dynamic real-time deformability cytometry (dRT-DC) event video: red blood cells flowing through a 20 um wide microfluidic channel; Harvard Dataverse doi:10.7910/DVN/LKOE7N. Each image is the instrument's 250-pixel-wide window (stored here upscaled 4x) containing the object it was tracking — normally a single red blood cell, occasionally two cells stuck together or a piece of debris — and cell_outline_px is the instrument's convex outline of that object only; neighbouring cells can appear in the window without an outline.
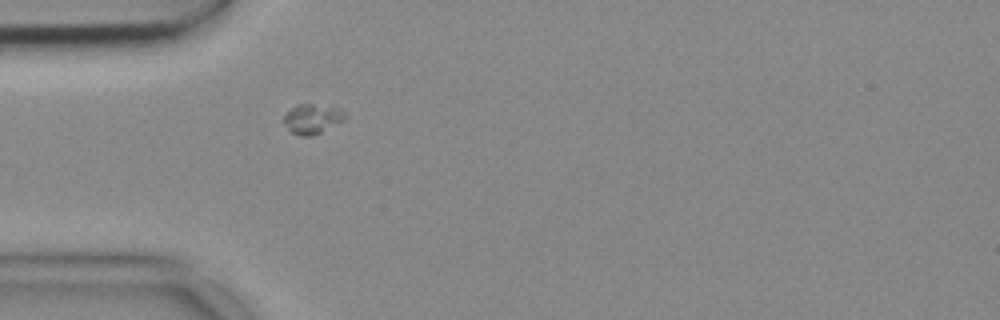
{"species": "common noctule bat (a hibernating species)", "species_latin": "Nyctalus noctula", "temperature_condition": "cold", "stored_images_in_passage": 53, "camera_frame_rate_fps": 3000, "um_per_image_px": 0.085, "animal": {"sex": "female", "body_mass_g": 18.4}, "frame": {"image": 1, "passage_image": 15, "time_ms": 4.667, "image_size_px": [1000, 320], "cell_outline_px": [[348, 116], [344, 120], [312, 136], [300, 136], [292, 132], [288, 128], [284, 120], [284, 116], [296, 104], [312, 104], [340, 108]], "centroid_in_image_um": [26.58, 10.09], "position_along_channel_um": 58.4, "area_um2": 10.4}}
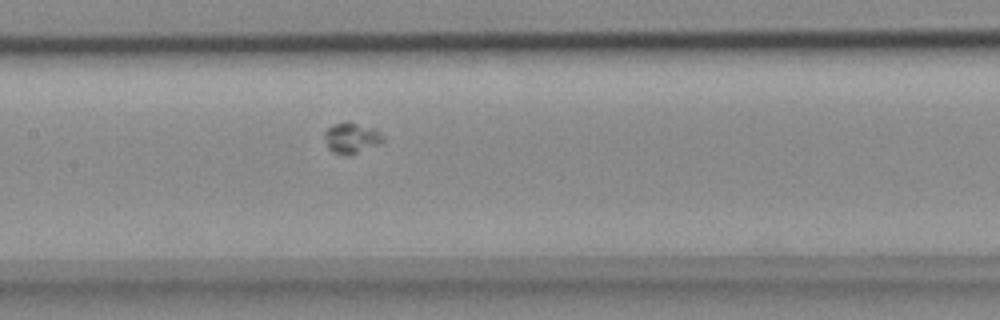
{"frame": {"image": 2, "passage_image": 25, "time_ms": 8.0, "image_size_px": [1000, 320], "cell_outline_px": [[384, 140], [376, 144], [348, 156], [344, 156], [332, 152], [328, 148], [324, 136], [324, 132], [328, 128], [336, 124], [348, 120], [376, 128], [384, 136]], "centroid_in_image_um": [29.86, 11.7], "position_along_channel_um": 177.5, "area_um2": 10.52}}